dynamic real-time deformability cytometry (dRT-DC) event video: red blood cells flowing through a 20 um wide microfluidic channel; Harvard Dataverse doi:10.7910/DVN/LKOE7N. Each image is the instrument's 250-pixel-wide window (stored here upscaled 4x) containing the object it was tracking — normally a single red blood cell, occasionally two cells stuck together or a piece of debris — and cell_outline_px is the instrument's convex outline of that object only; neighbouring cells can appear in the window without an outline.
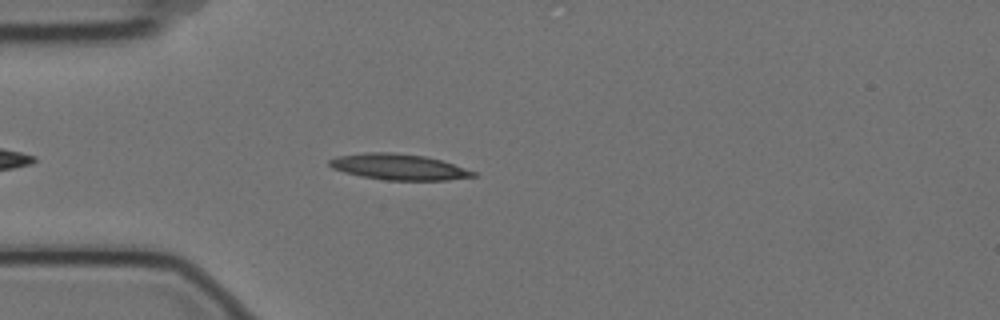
{"species": "Egyptian fruit bat (a non-hibernating species)", "species_latin": "Rousettus aegyptiacus", "temperature_condition": "cold", "stored_images_in_passage": 5, "camera_frame_rate_fps": 3000, "um_per_image_px": 0.085, "animal": {"sex": "female"}, "frame": {"image": 1, "passage_image": 4, "time_ms": 1.0, "image_size_px": [1000, 320], "cell_outline_px": [[480, 176], [448, 180], [384, 180], [360, 176], [344, 172], [332, 168], [328, 164], [328, 160], [336, 156], [364, 152], [392, 152], [424, 156], [440, 160], [476, 172]], "centroid_in_image_um": [33.86, 14.19], "position_along_channel_um": 51.1, "area_um2": 21.79}}